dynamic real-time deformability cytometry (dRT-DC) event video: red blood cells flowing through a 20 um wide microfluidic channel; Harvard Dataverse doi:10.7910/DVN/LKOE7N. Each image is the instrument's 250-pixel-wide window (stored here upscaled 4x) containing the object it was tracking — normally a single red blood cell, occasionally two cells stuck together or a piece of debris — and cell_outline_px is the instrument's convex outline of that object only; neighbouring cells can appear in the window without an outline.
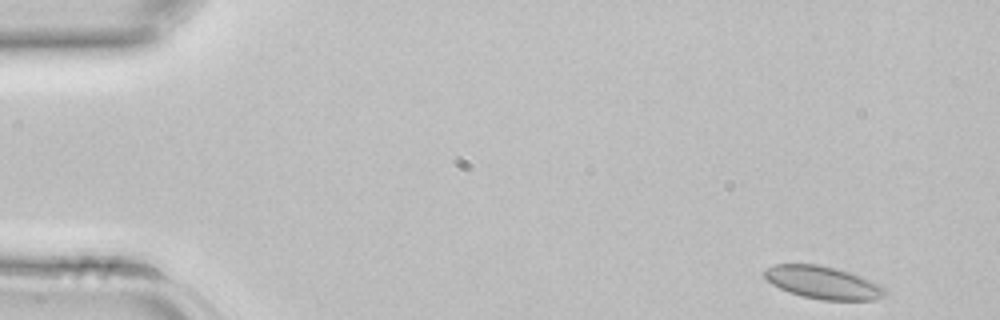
{"species": "common noctule bat (a hibernating species)", "species_latin": "Nyctalus noctula", "temperature_condition": "room temperature", "stored_images_in_passage": 41, "camera_frame_rate_fps": 3000, "um_per_image_px": 0.085, "animal": {"sex": "female", "body_mass_g": 22.7, "forearm_length_mm": 54.2}, "frame": {"image": 1, "passage_image": 1, "time_ms": 0.0, "image_size_px": [1000, 320], "cell_outline_px": [[888, 292], [884, 296], [876, 300], [824, 300], [804, 296], [788, 292], [772, 284], [764, 276], [764, 268], [776, 264], [816, 264], [836, 268], [872, 280], [880, 284]], "centroid_in_image_um": [69.97, 24.02], "position_along_channel_um": 15.0, "area_um2": 22.95}}
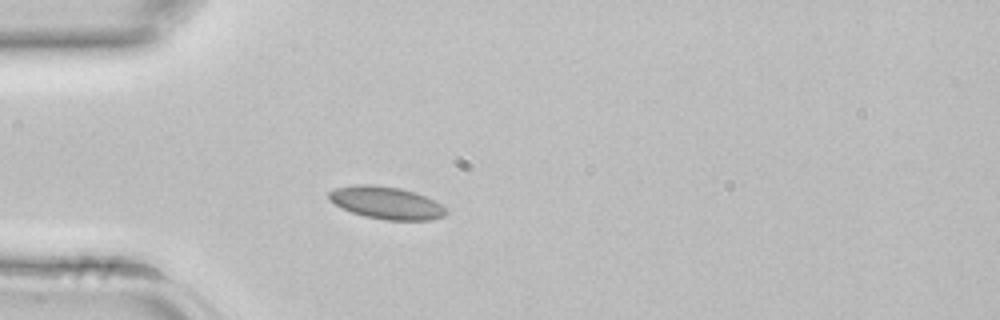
{"frame": {"image": 2, "passage_image": 10, "time_ms": 3.0, "image_size_px": [1000, 320], "cell_outline_px": [[448, 212], [444, 216], [432, 220], [388, 220], [364, 216], [352, 212], [328, 200], [328, 192], [336, 188], [352, 184], [372, 184], [400, 188], [424, 196], [440, 204]], "centroid_in_image_um": [32.81, 17.23], "position_along_channel_um": 52.2, "area_um2": 21.96}}
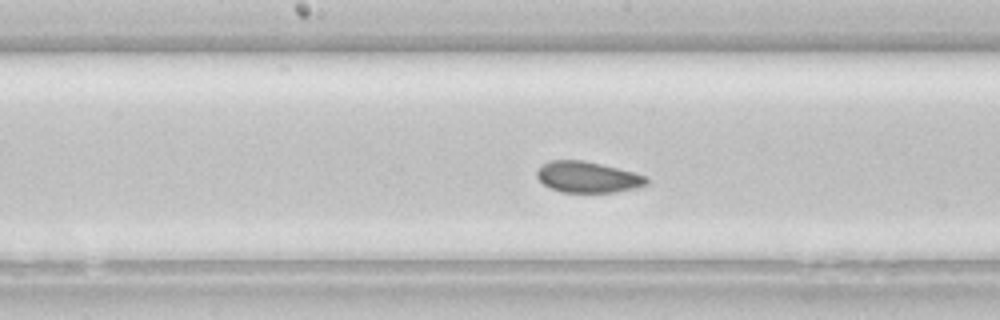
{"frame": {"image": 3, "passage_image": 20, "time_ms": 6.333, "image_size_px": [1000, 320], "cell_outline_px": [[648, 184], [636, 188], [616, 192], [560, 192], [544, 184], [536, 176], [536, 172], [540, 164], [552, 160], [584, 160], [648, 176]], "centroid_in_image_um": [49.94, 15.05], "position_along_channel_um": 198.3, "area_um2": 19.83}}